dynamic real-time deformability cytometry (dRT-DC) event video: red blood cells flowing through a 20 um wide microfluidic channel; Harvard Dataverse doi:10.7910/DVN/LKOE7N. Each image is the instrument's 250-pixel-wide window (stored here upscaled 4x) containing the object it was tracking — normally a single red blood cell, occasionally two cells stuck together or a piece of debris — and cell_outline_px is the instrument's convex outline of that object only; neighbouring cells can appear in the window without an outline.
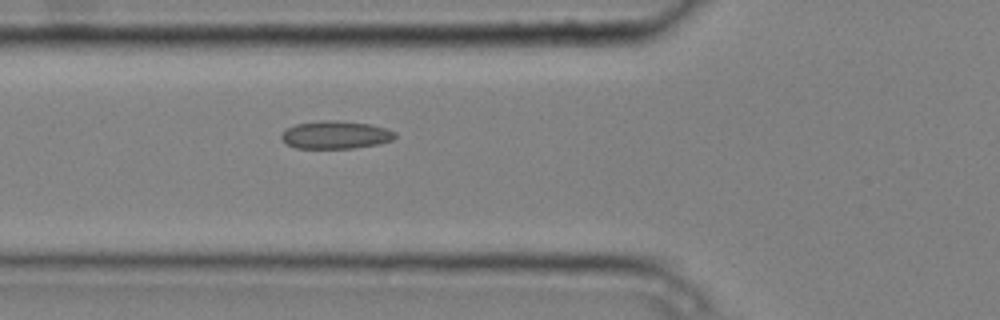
{"species": "common noctule bat (a hibernating species)", "species_latin": "Nyctalus noctula", "temperature_condition": "cold", "stored_images_in_passage": 6, "camera_frame_rate_fps": 3000, "um_per_image_px": 0.085, "animal": {"sex": "male", "body_mass_g": 20.4}, "frame": {"image": 1, "passage_image": 6, "time_ms": 1.667, "image_size_px": [1000, 320], "cell_outline_px": [[396, 136], [392, 140], [376, 144], [352, 148], [296, 148], [288, 144], [280, 136], [288, 128], [296, 124], [320, 120], [340, 120], [368, 124], [384, 128], [396, 132]], "centroid_in_image_um": [28.53, 11.45], "position_along_channel_um": 97.3, "area_um2": 18.21}}